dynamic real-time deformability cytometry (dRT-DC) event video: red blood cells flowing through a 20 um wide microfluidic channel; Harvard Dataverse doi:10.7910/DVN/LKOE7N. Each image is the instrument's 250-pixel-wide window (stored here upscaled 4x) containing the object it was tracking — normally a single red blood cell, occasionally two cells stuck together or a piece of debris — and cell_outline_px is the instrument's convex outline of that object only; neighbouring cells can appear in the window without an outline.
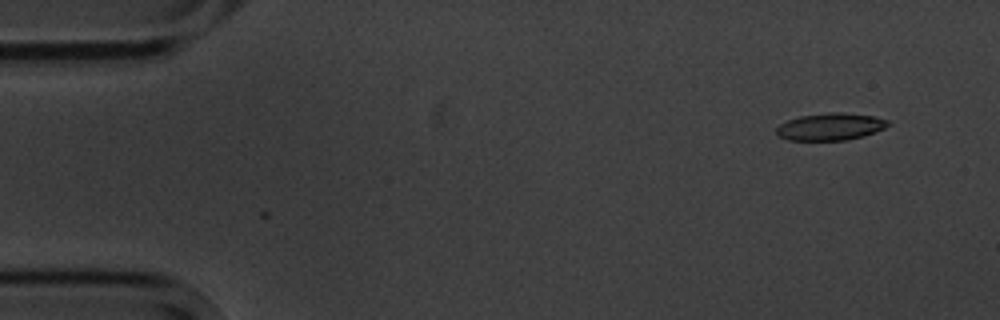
{"species": "common noctule bat (a hibernating species)", "species_latin": "Nyctalus noctula", "temperature_condition": "cold", "stored_images_in_passage": 3, "camera_frame_rate_fps": 3000, "um_per_image_px": 0.085, "animal": {"sex": "male", "body_mass_g": 20.1, "forearm_length_mm": 53.5}, "frame": {"image": 1, "passage_image": 3, "time_ms": 2.333, "image_size_px": [1000, 320], "cell_outline_px": [[892, 124], [884, 128], [864, 136], [844, 140], [788, 140], [780, 136], [776, 132], [776, 128], [780, 124], [788, 120], [800, 116], [828, 112], [844, 112], [872, 116], [888, 120]], "centroid_in_image_um": [70.6, 10.76], "position_along_channel_um": 14.4, "area_um2": 17.63}}